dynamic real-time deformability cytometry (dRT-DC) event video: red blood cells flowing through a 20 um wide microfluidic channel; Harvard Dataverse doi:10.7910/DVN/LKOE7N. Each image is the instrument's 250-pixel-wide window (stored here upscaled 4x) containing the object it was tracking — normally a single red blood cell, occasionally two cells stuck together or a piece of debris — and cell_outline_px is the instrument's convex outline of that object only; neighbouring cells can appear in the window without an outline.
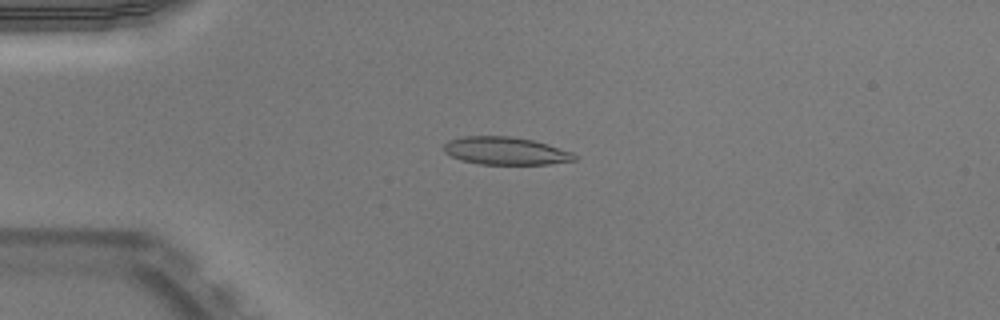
{"species": "Egyptian fruit bat (a non-hibernating species)", "species_latin": "Rousettus aegyptiacus", "temperature_condition": "warm", "stored_images_in_passage": 39, "camera_frame_rate_fps": 3000, "um_per_image_px": 0.085, "animal": {"sex": "male"}, "frame": {"image": 1, "passage_image": 1, "time_ms": 0.0, "image_size_px": [1000, 320], "cell_outline_px": [[576, 160], [548, 164], [480, 164], [460, 160], [444, 152], [444, 144], [448, 140], [464, 136], [508, 136], [532, 140], [548, 144], [572, 152], [576, 156]], "centroid_in_image_um": [42.96, 12.82], "position_along_channel_um": 42.0, "area_um2": 21.04}}
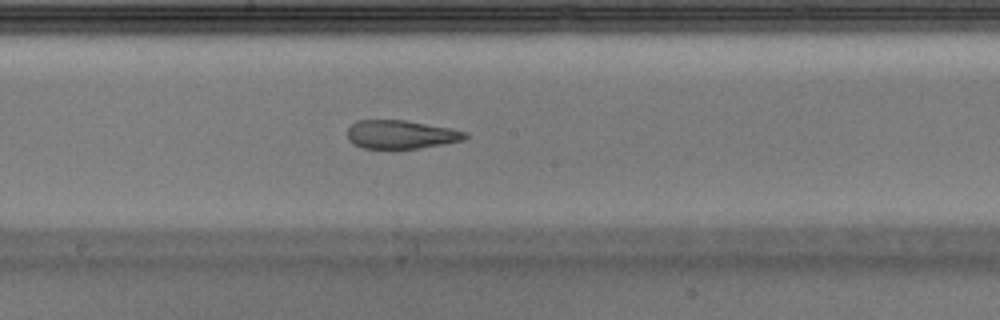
{"frame": {"image": 2, "passage_image": 16, "time_ms": 5.0, "image_size_px": [1000, 320], "cell_outline_px": [[468, 136], [464, 140], [416, 148], [364, 148], [352, 144], [348, 140], [348, 128], [356, 120], [404, 120], [452, 128], [468, 132]], "centroid_in_image_um": [34.07, 11.42], "position_along_channel_um": 214.1, "area_um2": 19.48}}
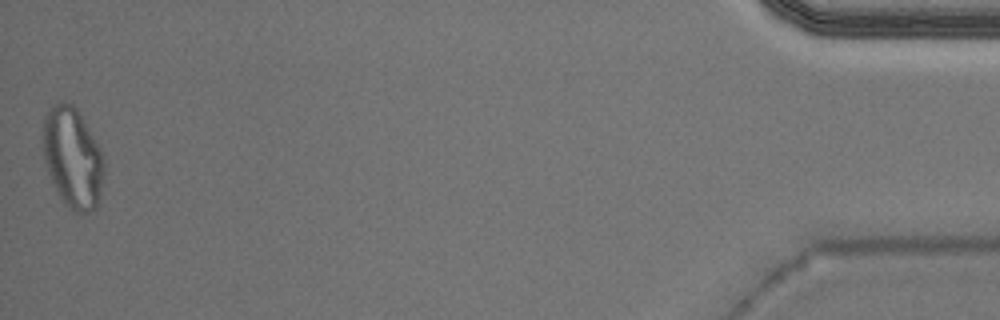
{"frame": {"image": 3, "passage_image": 39, "time_ms": 12.667, "image_size_px": [1000, 320], "cell_outline_px": [[104, 172], [100, 192], [96, 208], [92, 212], [76, 212], [68, 208], [64, 204], [48, 172], [44, 160], [44, 116], [48, 108], [56, 104], [72, 104], [76, 108], [104, 152]], "centroid_in_image_um": [6.2, 13.43], "position_along_channel_um": 429.0, "area_um2": 35.49}, "authors_computed_cell_mechanics": {"area_um2": 21.386, "velocity_mm_per_s": 3.9679, "shape_relaxation_time_tau1_ms": null, "shape_relaxation_time_tau2_ms": 2.1849, "deformation_change_tau1": null, "deformation_change_tau2": 0.1043}}